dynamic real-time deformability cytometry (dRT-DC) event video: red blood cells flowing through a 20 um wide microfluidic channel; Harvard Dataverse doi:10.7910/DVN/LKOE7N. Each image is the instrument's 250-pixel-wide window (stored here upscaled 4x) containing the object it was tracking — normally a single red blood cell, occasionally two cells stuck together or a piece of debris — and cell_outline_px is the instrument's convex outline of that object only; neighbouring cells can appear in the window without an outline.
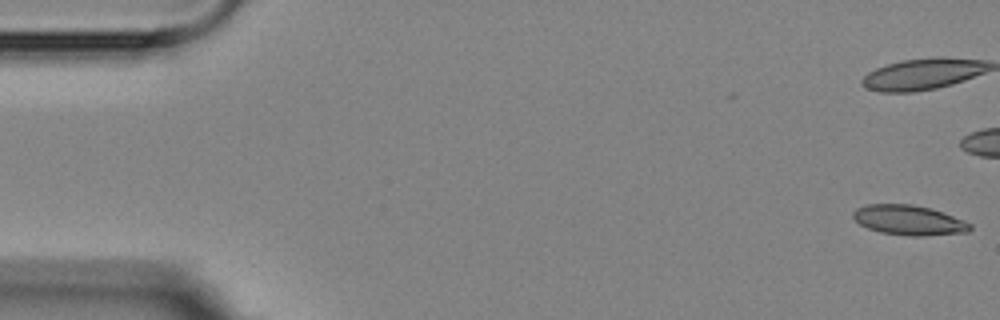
{"species": "Egyptian fruit bat (a non-hibernating species)", "species_latin": "Rousettus aegyptiacus", "temperature_condition": "room temperature", "stored_images_in_passage": 6, "camera_frame_rate_fps": 3000, "um_per_image_px": 0.085, "animal": {"sex": "female"}, "frame": {"image": 1, "passage_image": 1, "time_ms": 0.0, "image_size_px": [1000, 320], "cell_outline_px": [[972, 228], [968, 232], [924, 236], [908, 236], [880, 232], [868, 228], [860, 224], [852, 216], [852, 212], [856, 208], [868, 204], [912, 204], [932, 208], [964, 220], [972, 224]], "centroid_in_image_um": [77.27, 18.71], "position_along_channel_um": 7.7, "area_um2": 20.52}}